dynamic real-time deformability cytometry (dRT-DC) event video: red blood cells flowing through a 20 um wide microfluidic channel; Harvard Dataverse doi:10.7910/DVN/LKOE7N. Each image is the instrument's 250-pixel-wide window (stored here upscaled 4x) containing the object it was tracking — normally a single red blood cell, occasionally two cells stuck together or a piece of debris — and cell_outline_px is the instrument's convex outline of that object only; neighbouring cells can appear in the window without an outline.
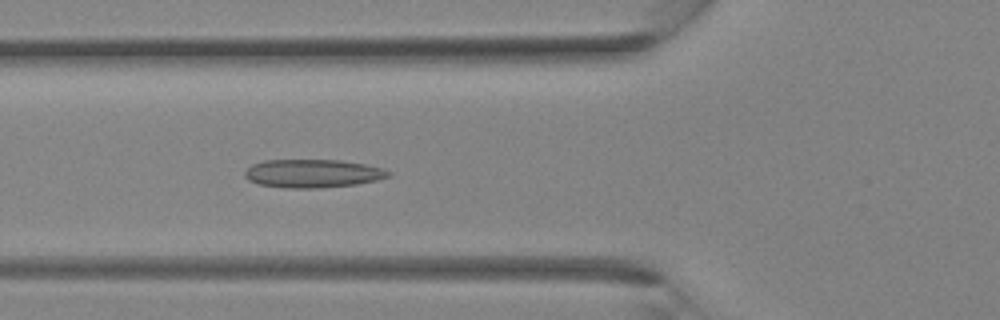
{"species": "Egyptian fruit bat (a non-hibernating species)", "species_latin": "Rousettus aegyptiacus", "temperature_condition": "room temperature", "stored_images_in_passage": 35, "camera_frame_rate_fps": 3000, "um_per_image_px": 0.085, "animal": {"sex": "female"}, "frame": {"image": 1, "passage_image": 13, "time_ms": 4.0, "image_size_px": [1000, 320], "cell_outline_px": [[392, 176], [376, 180], [356, 184], [320, 188], [288, 188], [260, 184], [248, 180], [244, 176], [244, 172], [252, 164], [264, 160], [340, 160], [364, 164], [380, 168], [392, 172]], "centroid_in_image_um": [26.58, 14.74], "position_along_channel_um": 99.2, "area_um2": 23.64}}
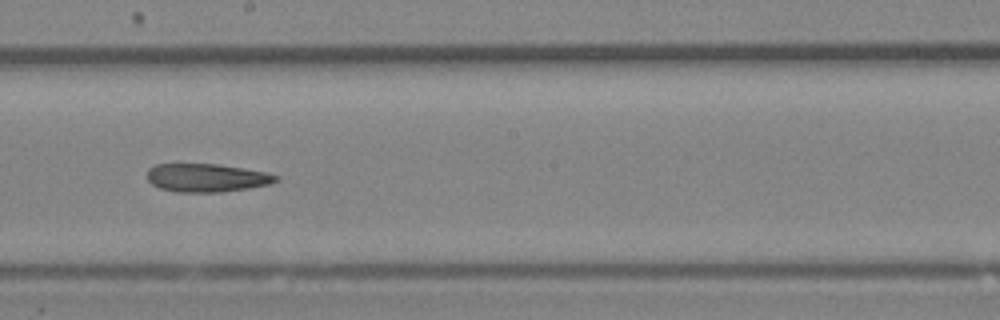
{"frame": {"image": 2, "passage_image": 20, "time_ms": 6.333, "image_size_px": [1000, 320], "cell_outline_px": [[280, 180], [268, 184], [248, 188], [220, 192], [176, 192], [160, 188], [152, 184], [148, 180], [148, 168], [156, 164], [216, 164], [264, 172], [280, 176]], "centroid_in_image_um": [17.55, 15.11], "position_along_channel_um": 230.7, "area_um2": 21.04}}
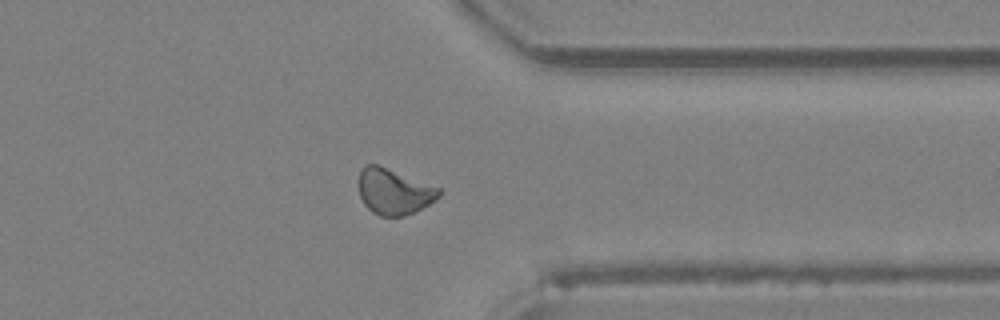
{"frame": {"image": 3, "passage_image": 28, "time_ms": 9.0, "image_size_px": [1000, 320], "cell_outline_px": [[440, 196], [436, 200], [404, 216], [380, 216], [372, 212], [364, 204], [360, 196], [360, 172], [368, 164], [376, 164], [440, 188]], "centroid_in_image_um": [33.49, 16.3], "position_along_channel_um": 377.9, "area_um2": 20.87}}